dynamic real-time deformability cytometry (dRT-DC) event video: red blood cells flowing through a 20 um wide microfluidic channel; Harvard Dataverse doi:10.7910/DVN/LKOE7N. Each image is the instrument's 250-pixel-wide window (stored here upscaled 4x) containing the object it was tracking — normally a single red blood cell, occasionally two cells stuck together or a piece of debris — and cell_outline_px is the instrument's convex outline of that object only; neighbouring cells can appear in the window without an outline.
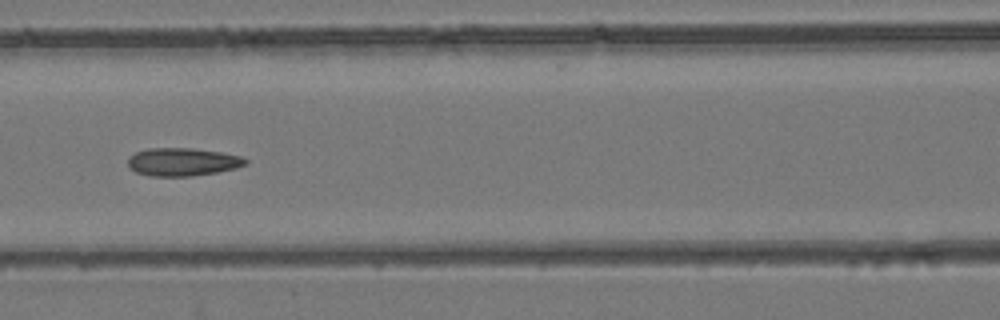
{"species": "common noctule bat (a hibernating species)", "species_latin": "Nyctalus noctula", "temperature_condition": "room temperature", "stored_images_in_passage": 7, "camera_frame_rate_fps": 3000, "um_per_image_px": 0.085, "animal": {"sex": "female", "body_mass_g": 24.6, "forearm_length_mm": 56.2}, "frame": {"image": 1, "passage_image": 7, "time_ms": 7.0, "image_size_px": [1000, 320], "cell_outline_px": [[248, 164], [236, 168], [216, 172], [192, 176], [148, 176], [136, 172], [128, 168], [128, 156], [136, 152], [148, 148], [192, 148], [220, 152], [240, 156], [248, 160]], "centroid_in_image_um": [15.49, 13.76], "position_along_channel_um": 151.1, "area_um2": 19.31}}